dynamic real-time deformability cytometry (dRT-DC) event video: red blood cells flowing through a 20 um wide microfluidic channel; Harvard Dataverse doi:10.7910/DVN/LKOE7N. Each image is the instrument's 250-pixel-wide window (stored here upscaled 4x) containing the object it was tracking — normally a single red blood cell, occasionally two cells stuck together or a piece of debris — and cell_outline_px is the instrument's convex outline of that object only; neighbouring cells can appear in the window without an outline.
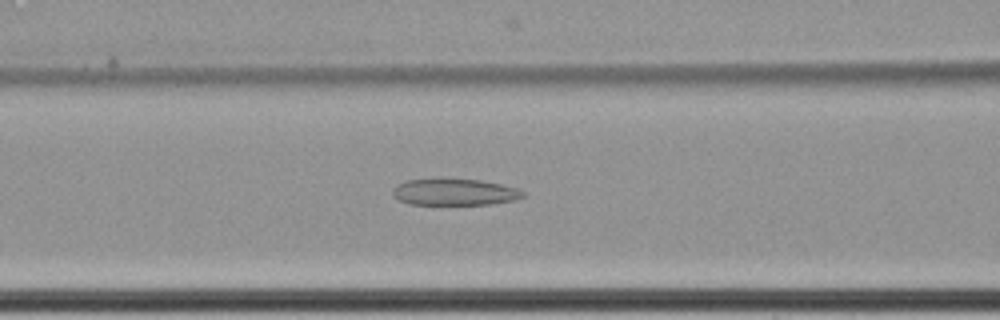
{"species": "common noctule bat (a hibernating species)", "species_latin": "Nyctalus noctula", "temperature_condition": "cold", "stored_images_in_passage": 36, "camera_frame_rate_fps": 3000, "um_per_image_px": 0.085, "animal": {"sex": "female", "body_mass_g": 22.7, "forearm_length_mm": 54.2}, "frame": {"image": 1, "passage_image": 13, "time_ms": 4.0, "image_size_px": [1000, 320], "cell_outline_px": [[524, 196], [516, 200], [492, 204], [408, 204], [392, 196], [392, 188], [396, 184], [404, 180], [440, 176], [480, 180], [500, 184], [516, 188], [524, 192]], "centroid_in_image_um": [38.55, 16.28], "position_along_channel_um": 128.0, "area_um2": 20.98}}
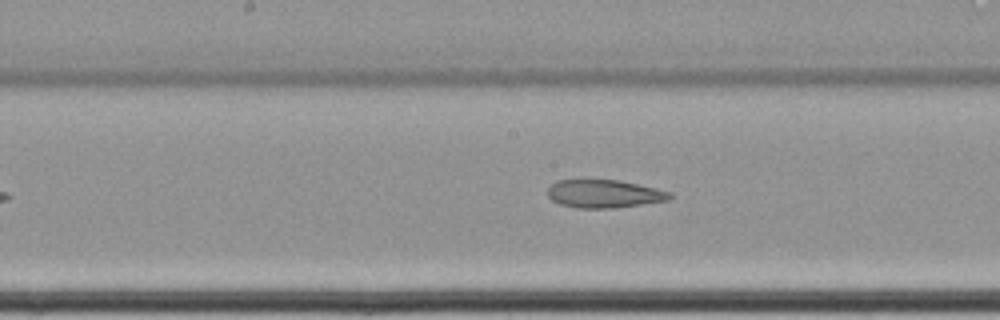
{"frame": {"image": 2, "passage_image": 19, "time_ms": 6.0, "image_size_px": [1000, 320], "cell_outline_px": [[672, 196], [668, 200], [612, 208], [576, 208], [560, 204], [552, 200], [548, 196], [548, 188], [556, 180], [620, 180], [656, 188], [672, 192]], "centroid_in_image_um": [51.34, 16.47], "position_along_channel_um": 196.9, "area_um2": 19.88}}
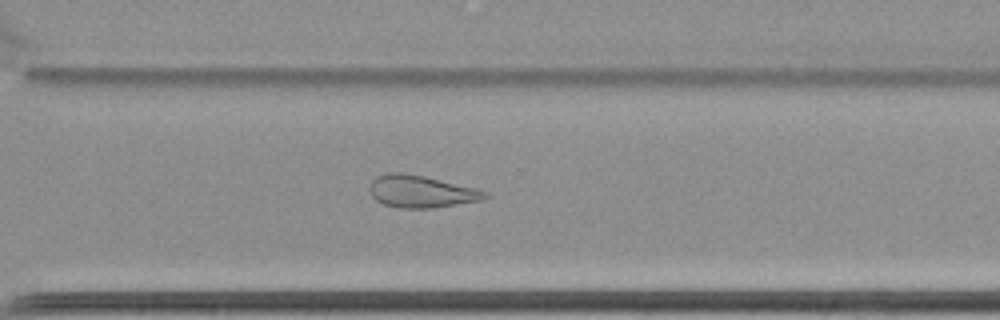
{"frame": {"image": 3, "passage_image": 31, "time_ms": 10.0, "image_size_px": [1000, 320], "cell_outline_px": [[488, 196], [484, 200], [432, 208], [400, 208], [384, 204], [376, 200], [372, 196], [368, 188], [372, 180], [376, 176], [384, 172], [404, 172], [424, 176], [476, 188], [488, 192]], "centroid_in_image_um": [35.78, 16.27], "position_along_channel_um": 334.8, "area_um2": 21.85}}